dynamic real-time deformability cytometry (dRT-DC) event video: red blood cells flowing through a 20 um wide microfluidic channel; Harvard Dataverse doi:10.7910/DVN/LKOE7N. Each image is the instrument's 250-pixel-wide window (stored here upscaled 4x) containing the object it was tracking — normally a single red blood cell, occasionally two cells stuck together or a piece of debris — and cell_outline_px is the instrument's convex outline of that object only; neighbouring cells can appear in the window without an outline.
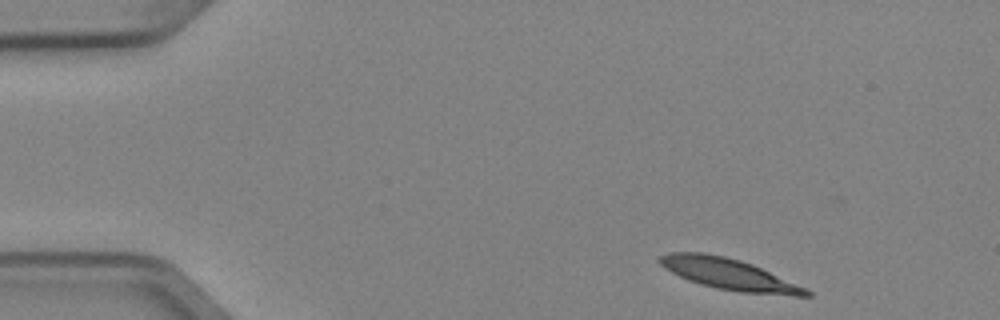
{"species": "Egyptian fruit bat (a non-hibernating species)", "species_latin": "Rousettus aegyptiacus", "temperature_condition": "cold", "stored_images_in_passage": 6, "camera_frame_rate_fps": 3000, "um_per_image_px": 0.085, "animal": {"sex": "female"}, "frame": {"image": 1, "passage_image": 1, "time_ms": 0.0, "image_size_px": [1000, 320], "cell_outline_px": [[812, 296], [792, 296], [740, 292], [716, 288], [700, 284], [688, 280], [664, 268], [656, 260], [660, 256], [672, 252], [704, 252], [724, 256], [740, 260], [752, 264], [808, 288], [812, 292]], "centroid_in_image_um": [62.0, 23.31], "position_along_channel_um": 23.0, "area_um2": 26.76}}
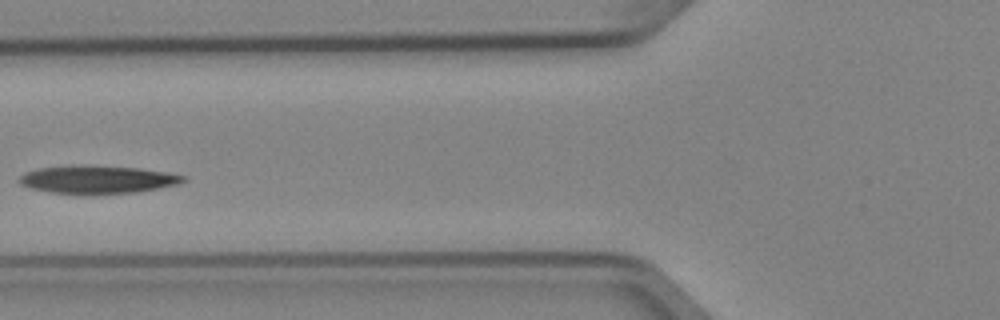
{"frame": {"image": 2, "passage_image": 5, "time_ms": 1.333, "image_size_px": [1000, 320], "cell_outline_px": [[188, 180], [180, 184], [136, 192], [92, 196], [88, 196], [52, 192], [28, 188], [20, 184], [16, 180], [24, 172], [40, 168], [72, 164], [76, 164], [140, 168], [164, 172], [184, 176]], "centroid_in_image_um": [8.23, 15.27], "position_along_channel_um": 117.6, "area_um2": 27.57}}
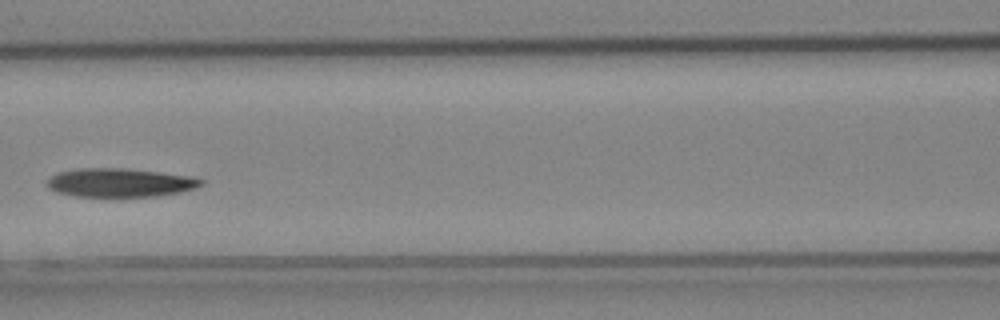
{"frame": {"image": 3, "passage_image": 6, "time_ms": 1.667, "image_size_px": [1000, 320], "cell_outline_px": [[204, 184], [196, 188], [180, 192], [156, 196], [76, 196], [56, 192], [48, 188], [48, 180], [52, 176], [60, 172], [80, 168], [124, 168], [160, 172], [192, 176], [204, 180]], "centroid_in_image_um": [10.24, 15.52], "position_along_channel_um": 156.4, "area_um2": 25.61}}